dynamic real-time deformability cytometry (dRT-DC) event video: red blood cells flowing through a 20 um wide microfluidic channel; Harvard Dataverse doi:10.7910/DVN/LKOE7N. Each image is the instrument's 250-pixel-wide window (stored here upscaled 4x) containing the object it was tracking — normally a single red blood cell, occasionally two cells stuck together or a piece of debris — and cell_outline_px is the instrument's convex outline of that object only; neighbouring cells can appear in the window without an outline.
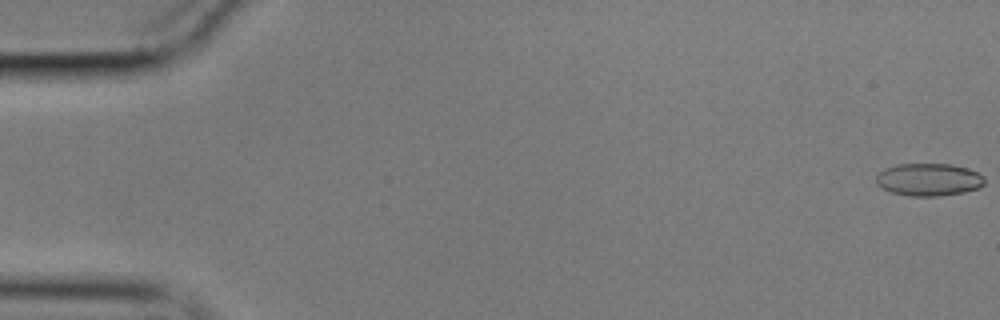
{"species": "common noctule bat (a hibernating species)", "species_latin": "Nyctalus noctula", "temperature_condition": "cold", "stored_images_in_passage": 17, "camera_frame_rate_fps": 3000, "um_per_image_px": 0.085, "animal": {"sex": "male", "body_mass_g": 17.9}, "frame": {"image": 1, "passage_image": 1, "time_ms": 0.0, "image_size_px": [1000, 320], "cell_outline_px": [[984, 184], [980, 188], [964, 192], [940, 196], [908, 196], [892, 192], [876, 184], [876, 176], [884, 168], [896, 164], [952, 164], [968, 168], [984, 176]], "centroid_in_image_um": [78.96, 15.26], "position_along_channel_um": 6.0, "area_um2": 20.69}}
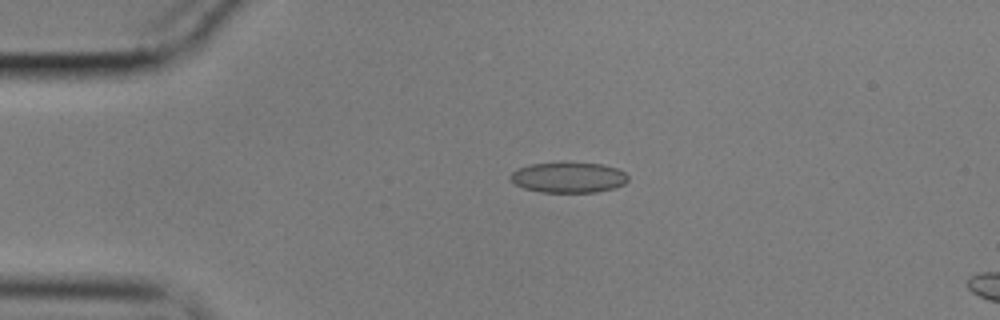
{"frame": {"image": 2, "passage_image": 13, "time_ms": 4.0, "image_size_px": [1000, 320], "cell_outline_px": [[628, 180], [624, 184], [616, 188], [596, 192], [540, 192], [524, 188], [516, 184], [508, 176], [516, 168], [528, 164], [604, 164], [616, 168], [624, 172], [628, 176]], "centroid_in_image_um": [48.32, 15.1], "position_along_channel_um": 36.7, "area_um2": 20.63}}